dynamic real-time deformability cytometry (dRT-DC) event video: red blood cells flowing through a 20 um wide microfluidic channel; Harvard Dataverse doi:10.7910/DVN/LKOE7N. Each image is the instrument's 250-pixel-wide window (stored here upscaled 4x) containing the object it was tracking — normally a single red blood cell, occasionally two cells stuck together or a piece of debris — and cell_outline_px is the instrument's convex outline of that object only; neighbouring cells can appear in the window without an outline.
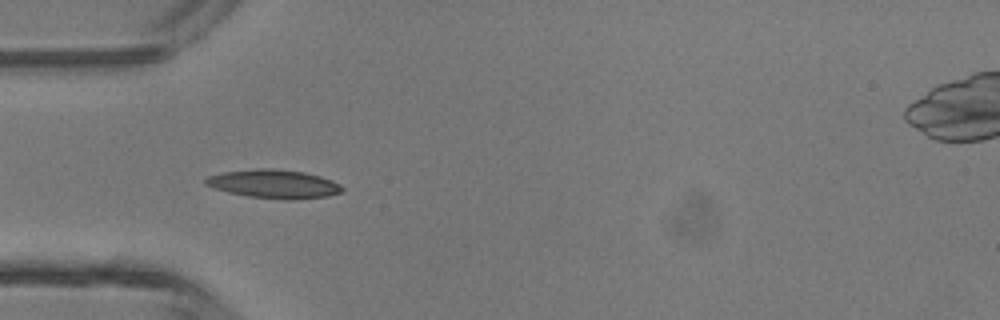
{"species": "common noctule bat (a hibernating species)", "species_latin": "Nyctalus noctula", "temperature_condition": "room temperature", "stored_images_in_passage": 28, "camera_frame_rate_fps": 3000, "um_per_image_px": 0.085, "animal": {"sex": "male", "body_mass_g": 13.3}, "frame": {"image": 1, "passage_image": 1, "time_ms": 0.0, "image_size_px": [1000, 320], "cell_outline_px": [[344, 188], [340, 192], [328, 196], [292, 200], [284, 200], [248, 196], [228, 192], [204, 184], [204, 180], [208, 176], [224, 172], [256, 168], [272, 168], [304, 172], [320, 176], [332, 180], [340, 184]], "centroid_in_image_um": [23.3, 15.63], "position_along_channel_um": 61.7, "area_um2": 22.77}}
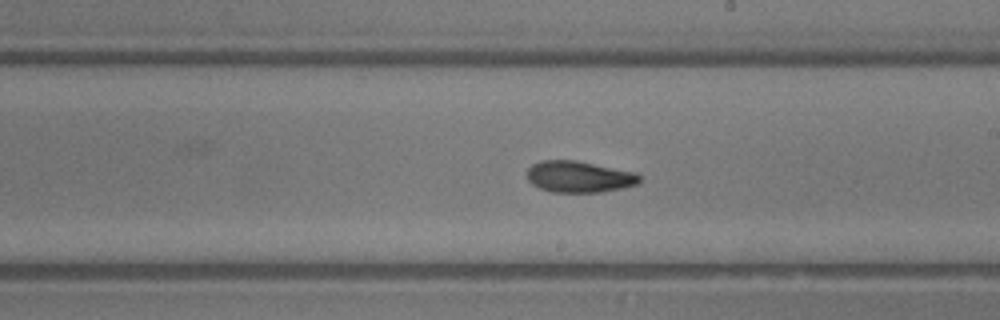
{"frame": {"image": 2, "passage_image": 13, "time_ms": 4.0, "image_size_px": [1000, 320], "cell_outline_px": [[640, 180], [636, 184], [620, 188], [600, 192], [552, 192], [540, 188], [532, 184], [528, 180], [528, 168], [532, 164], [540, 160], [576, 160], [636, 172], [640, 176]], "centroid_in_image_um": [49.2, 15.01], "position_along_channel_um": 239.8, "area_um2": 20.52}}
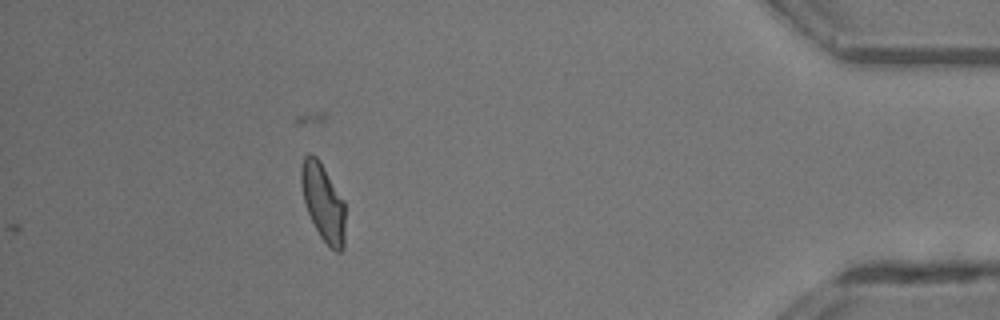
{"frame": {"image": 3, "passage_image": 28, "time_ms": 9.0, "image_size_px": [1000, 320], "cell_outline_px": [[344, 248], [340, 252], [336, 252], [320, 236], [308, 212], [304, 200], [300, 180], [300, 172], [304, 156], [308, 152], [316, 156], [320, 160], [344, 200]], "centroid_in_image_um": [27.46, 17.15], "position_along_channel_um": 407.7, "area_um2": 19.71}, "authors_computed_cell_mechanics": {"area_um2": 20.2589, "velocity_mm_per_s": 4.486, "shape_relaxation_time_tau1_ms": 4.0561, "shape_relaxation_time_tau2_ms": 3.2541, "deformation_change_tau1": 0.1444, "deformation_change_tau2": 0.101}}